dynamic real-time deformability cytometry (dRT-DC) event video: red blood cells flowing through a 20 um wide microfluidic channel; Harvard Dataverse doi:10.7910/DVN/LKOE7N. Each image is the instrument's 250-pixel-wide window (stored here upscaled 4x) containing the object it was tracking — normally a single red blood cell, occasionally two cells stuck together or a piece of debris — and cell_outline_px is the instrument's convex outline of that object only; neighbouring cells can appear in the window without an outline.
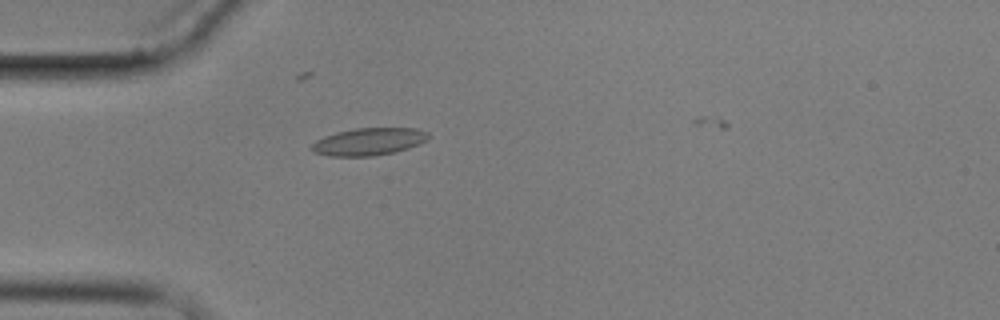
{"species": "common noctule bat (a hibernating species)", "species_latin": "Nyctalus noctula", "temperature_condition": "cold", "stored_images_in_passage": 3, "camera_frame_rate_fps": 3000, "um_per_image_px": 0.085, "animal": {"sex": "male", "body_mass_g": 17.9}, "frame": {"image": 1, "passage_image": 3, "time_ms": 2.333, "image_size_px": [1000, 320], "cell_outline_px": [[428, 140], [408, 148], [396, 152], [372, 156], [328, 156], [312, 152], [308, 148], [316, 140], [324, 136], [336, 132], [356, 128], [416, 128], [428, 132]], "centroid_in_image_um": [31.31, 12.04], "position_along_channel_um": 53.7, "area_um2": 18.79}}